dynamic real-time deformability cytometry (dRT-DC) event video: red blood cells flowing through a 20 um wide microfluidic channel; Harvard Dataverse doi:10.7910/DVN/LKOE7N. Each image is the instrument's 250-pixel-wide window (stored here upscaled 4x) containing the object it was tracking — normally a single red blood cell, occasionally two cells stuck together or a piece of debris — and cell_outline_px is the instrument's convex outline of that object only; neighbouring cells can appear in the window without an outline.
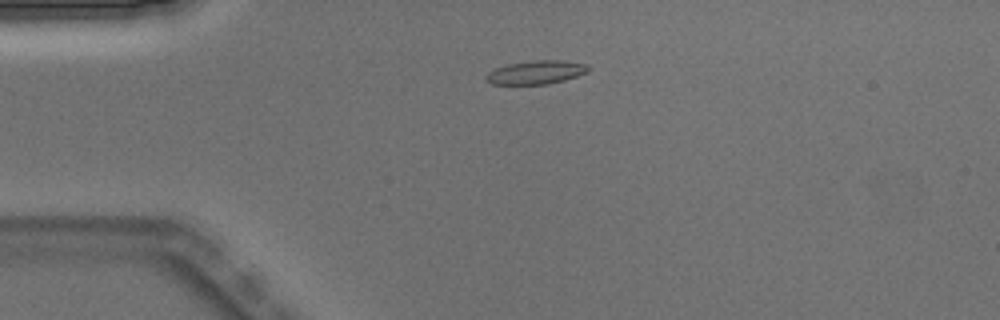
{"species": "Egyptian fruit bat (a non-hibernating species)", "species_latin": "Rousettus aegyptiacus", "temperature_condition": "warm", "stored_images_in_passage": 2, "camera_frame_rate_fps": 3000, "um_per_image_px": 0.085, "animal": {"sex": "male"}, "frame": {"image": 1, "passage_image": 1, "time_ms": 0.0, "image_size_px": [1000, 320], "cell_outline_px": [[592, 68], [588, 72], [564, 80], [548, 84], [492, 84], [484, 80], [484, 76], [488, 72], [496, 68], [508, 64], [528, 60], [564, 60], [588, 64]], "centroid_in_image_um": [45.58, 6.14], "position_along_channel_um": 39.4, "area_um2": 14.28}}